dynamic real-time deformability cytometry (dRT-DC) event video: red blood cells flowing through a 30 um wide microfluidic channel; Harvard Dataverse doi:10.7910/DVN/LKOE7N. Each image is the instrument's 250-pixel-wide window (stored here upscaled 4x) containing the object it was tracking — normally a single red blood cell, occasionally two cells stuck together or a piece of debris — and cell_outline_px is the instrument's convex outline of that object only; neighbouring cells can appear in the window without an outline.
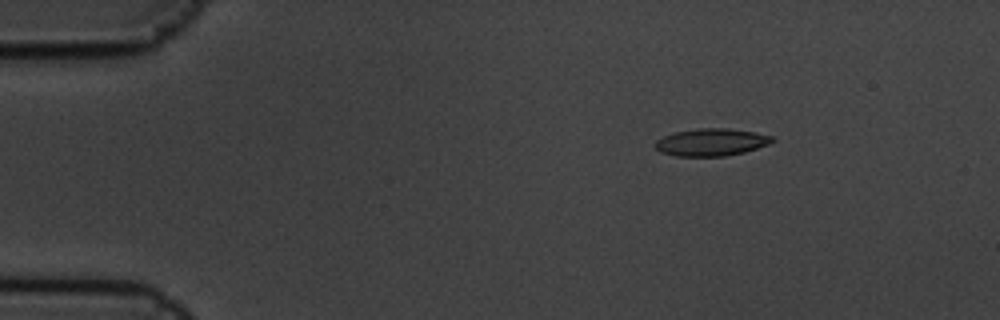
{"species": "common noctule bat (a hibernating species)", "species_latin": "Nyctalus noctula", "temperature_condition": "cold", "stored_images_in_passage": 8, "camera_frame_rate_fps": 3000, "um_per_image_px": 0.085, "animal": {"sex": "male", "body_mass_g": 19.5, "forearm_length_mm": 54.6}, "frame": {"image": 1, "passage_image": 2, "time_ms": 0.333, "image_size_px": [1000, 320], "cell_outline_px": [[776, 140], [768, 144], [744, 152], [724, 156], [676, 156], [660, 152], [652, 144], [656, 140], [664, 136], [676, 132], [696, 128], [728, 128], [756, 132], [772, 136]], "centroid_in_image_um": [60.44, 12.08], "position_along_channel_um": 24.6, "area_um2": 18.73}}
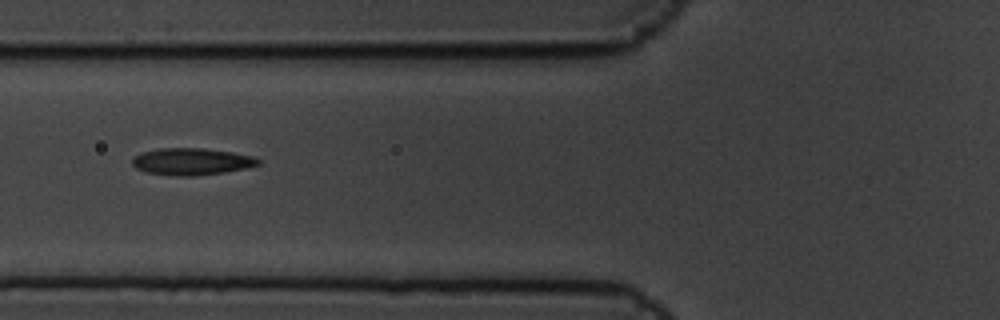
{"frame": {"image": 2, "passage_image": 6, "time_ms": 1.667, "image_size_px": [1000, 320], "cell_outline_px": [[260, 164], [248, 168], [224, 172], [192, 176], [176, 176], [144, 172], [136, 168], [132, 164], [132, 160], [140, 152], [160, 148], [204, 148], [232, 152], [252, 156], [260, 160]], "centroid_in_image_um": [16.28, 13.73], "position_along_channel_um": 109.5, "area_um2": 19.83}}
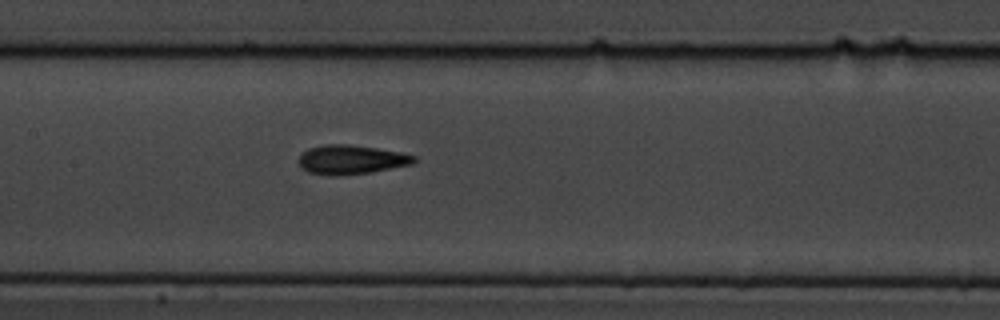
{"frame": {"image": 3, "passage_image": 8, "time_ms": 2.333, "image_size_px": [1000, 320], "cell_outline_px": [[416, 160], [412, 164], [368, 172], [332, 176], [328, 176], [308, 172], [300, 164], [300, 152], [308, 148], [324, 144], [348, 144], [404, 152], [416, 156]], "centroid_in_image_um": [29.84, 13.55], "position_along_channel_um": 177.6, "area_um2": 19.54}}